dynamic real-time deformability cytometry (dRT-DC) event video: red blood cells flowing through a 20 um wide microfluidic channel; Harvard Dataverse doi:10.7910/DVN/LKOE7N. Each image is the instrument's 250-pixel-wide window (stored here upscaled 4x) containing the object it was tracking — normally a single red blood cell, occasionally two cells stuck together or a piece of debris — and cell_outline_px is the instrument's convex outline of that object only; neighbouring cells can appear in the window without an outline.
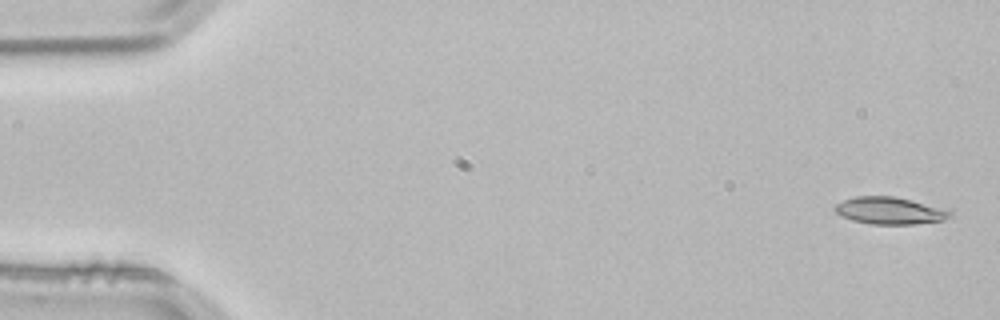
{"species": "common noctule bat (a hibernating species)", "species_latin": "Nyctalus noctula", "temperature_condition": "room temperature", "stored_images_in_passage": 3, "camera_frame_rate_fps": 3000, "um_per_image_px": 0.085, "animal": {"sex": "male", "body_mass_g": 21.5, "forearm_length_mm": 52.0}, "frame": {"image": 1, "passage_image": 1, "time_ms": 0.0, "image_size_px": [1000, 320], "cell_outline_px": [[952, 216], [944, 220], [916, 224], [872, 224], [852, 220], [840, 216], [832, 208], [836, 204], [844, 200], [856, 196], [892, 196], [952, 208]], "centroid_in_image_um": [75.7, 17.9], "position_along_channel_um": 9.3, "area_um2": 18.61}}
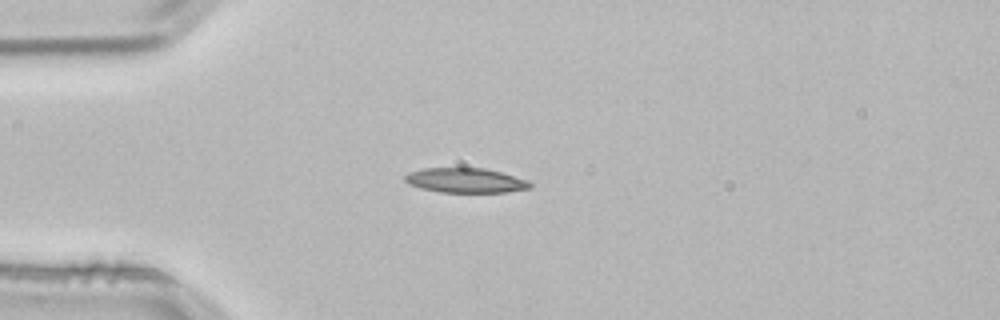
{"frame": {"image": 2, "passage_image": 3, "time_ms": 0.667, "image_size_px": [1000, 320], "cell_outline_px": [[532, 188], [508, 192], [440, 192], [420, 188], [408, 184], [404, 180], [404, 176], [408, 172], [424, 168], [484, 168], [500, 172], [528, 180], [532, 184]], "centroid_in_image_um": [39.56, 15.34], "position_along_channel_um": 45.4, "area_um2": 18.09}}